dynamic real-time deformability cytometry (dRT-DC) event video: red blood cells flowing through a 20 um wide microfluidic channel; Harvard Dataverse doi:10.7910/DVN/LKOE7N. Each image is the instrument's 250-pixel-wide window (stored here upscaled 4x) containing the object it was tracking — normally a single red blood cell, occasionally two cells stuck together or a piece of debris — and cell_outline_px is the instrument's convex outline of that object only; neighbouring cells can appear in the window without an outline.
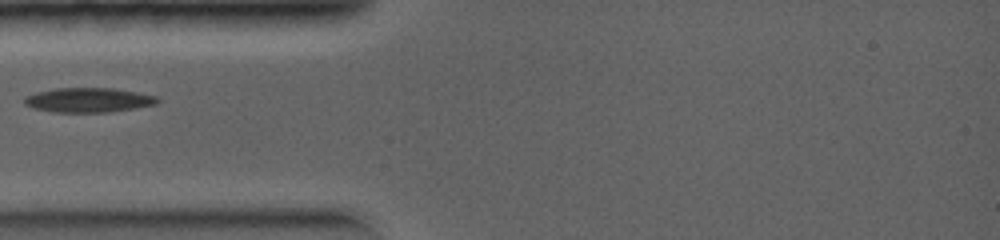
{"species": "common noctule bat (a hibernating species)", "species_latin": "Nyctalus noctula", "temperature_condition": "warm", "stored_images_in_passage": 10, "camera_frame_rate_fps": 5000, "um_per_image_px": 0.085, "animal": {"sex": "female", "body_mass_g": 19.0, "forearm_length_mm": 56.7}, "frame": {"image": 1, "passage_image": 1, "time_ms": 0.0, "image_size_px": [1000, 240], "cell_outline_px": [[160, 100], [156, 104], [136, 108], [108, 112], [52, 112], [32, 108], [24, 104], [24, 96], [36, 92], [56, 88], [112, 88], [136, 92], [156, 96]], "centroid_in_image_um": [7.48, 8.5], "position_along_channel_um": 77.5, "area_um2": 19.07}}
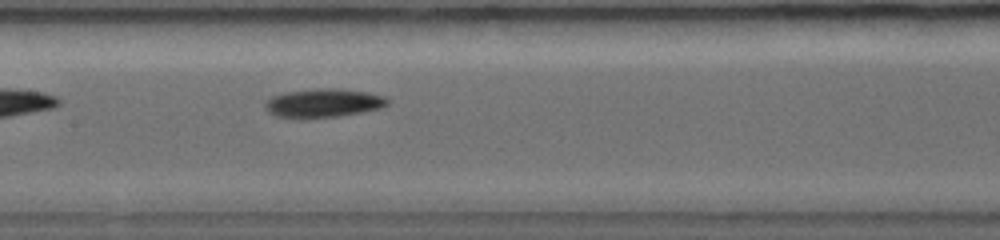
{"frame": {"image": 2, "passage_image": 9, "time_ms": 1.6, "image_size_px": [1000, 240], "cell_outline_px": [[388, 104], [380, 108], [360, 112], [336, 116], [300, 120], [276, 116], [268, 112], [264, 108], [264, 104], [272, 96], [288, 92], [324, 88], [332, 88], [368, 92], [384, 96], [388, 100]], "centroid_in_image_um": [27.44, 8.78], "position_along_channel_um": 180.0, "area_um2": 20.46}}